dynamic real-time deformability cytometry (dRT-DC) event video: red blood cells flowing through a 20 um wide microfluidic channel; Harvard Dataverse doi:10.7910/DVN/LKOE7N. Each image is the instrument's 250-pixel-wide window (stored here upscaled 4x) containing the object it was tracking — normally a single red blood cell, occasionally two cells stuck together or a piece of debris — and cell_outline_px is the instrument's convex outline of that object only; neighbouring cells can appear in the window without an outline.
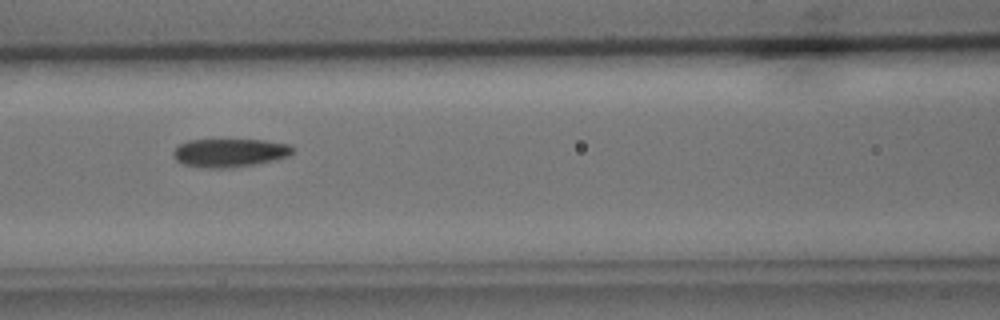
{"species": "common noctule bat (a hibernating species)", "species_latin": "Nyctalus noctula", "temperature_condition": "cold", "stored_images_in_passage": 11, "camera_frame_rate_fps": 3000, "um_per_image_px": 0.085, "animal": {"sex": "male", "body_mass_g": 15.6}, "frame": {"image": 1, "passage_image": 7, "time_ms": 7.667, "image_size_px": [1000, 320], "cell_outline_px": [[292, 152], [288, 156], [276, 160], [256, 164], [228, 168], [208, 168], [184, 164], [176, 160], [172, 156], [172, 152], [180, 144], [188, 140], [264, 140], [288, 144], [292, 148]], "centroid_in_image_um": [19.51, 12.99], "position_along_channel_um": 147.1, "area_um2": 19.65}}
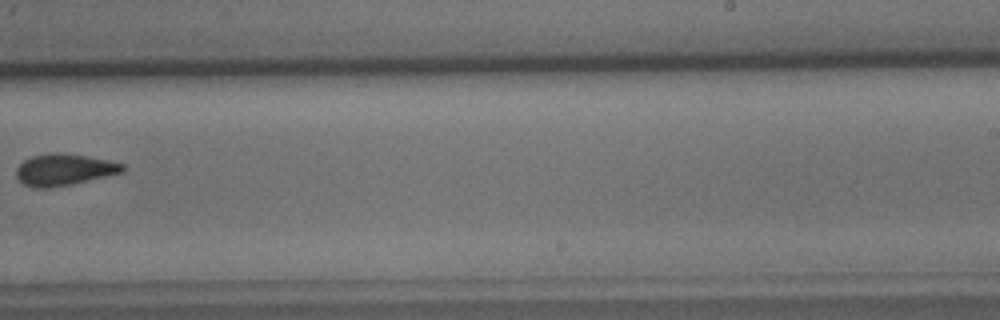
{"frame": {"image": 2, "passage_image": 10, "time_ms": 11.333, "image_size_px": [1000, 320], "cell_outline_px": [[128, 168], [124, 172], [72, 184], [48, 188], [32, 188], [24, 184], [16, 176], [16, 168], [24, 160], [32, 156], [56, 152], [84, 156], [108, 160], [124, 164]], "centroid_in_image_um": [5.46, 14.43], "position_along_channel_um": 283.5, "area_um2": 19.54}}
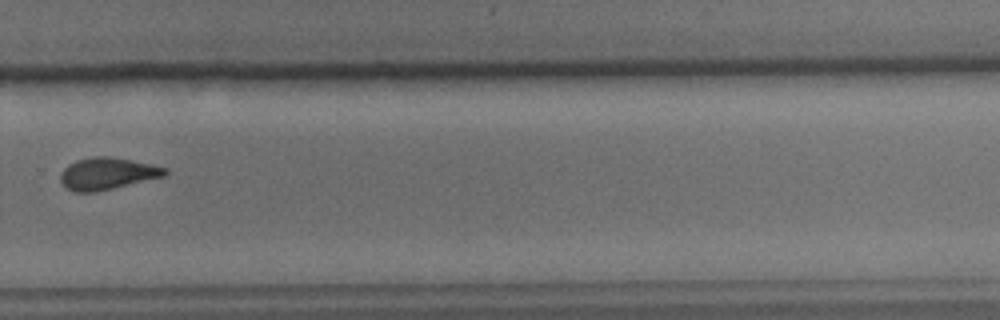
{"frame": {"image": 3, "passage_image": 11, "time_ms": 12.333, "image_size_px": [1000, 320], "cell_outline_px": [[168, 172], [164, 176], [96, 192], [76, 192], [64, 188], [60, 180], [60, 172], [68, 164], [76, 160], [92, 156], [108, 156], [132, 160], [152, 164], [168, 168]], "centroid_in_image_um": [9.08, 14.75], "position_along_channel_um": 320.7, "area_um2": 19.59}}